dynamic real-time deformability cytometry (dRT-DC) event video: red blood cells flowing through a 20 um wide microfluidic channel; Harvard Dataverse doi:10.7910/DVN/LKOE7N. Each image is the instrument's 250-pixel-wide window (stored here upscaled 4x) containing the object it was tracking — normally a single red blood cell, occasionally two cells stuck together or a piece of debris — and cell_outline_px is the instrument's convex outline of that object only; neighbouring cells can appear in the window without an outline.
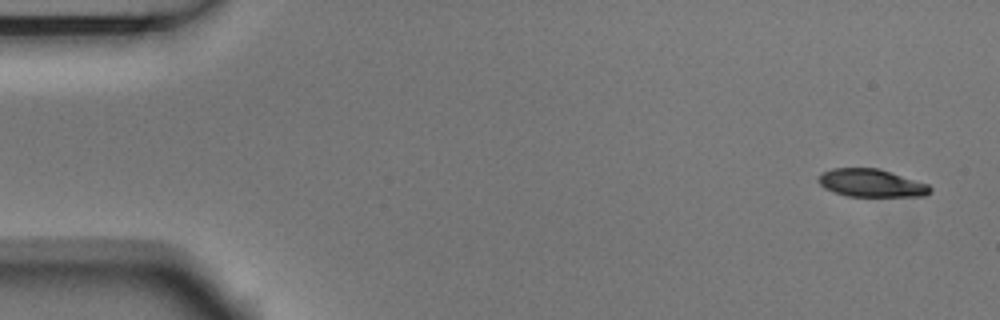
{"species": "Egyptian fruit bat (a non-hibernating species)", "species_latin": "Rousettus aegyptiacus", "temperature_condition": "room temperature", "stored_images_in_passage": 6, "camera_frame_rate_fps": 3000, "um_per_image_px": 0.085, "animal": {"sex": "male"}, "frame": {"image": 1, "passage_image": 1, "time_ms": 0.0, "image_size_px": [1000, 320], "cell_outline_px": [[932, 192], [924, 196], [848, 196], [824, 188], [816, 180], [824, 172], [832, 168], [880, 168], [928, 184], [932, 188]], "centroid_in_image_um": [74.09, 15.55], "position_along_channel_um": 10.9, "area_um2": 18.09}}
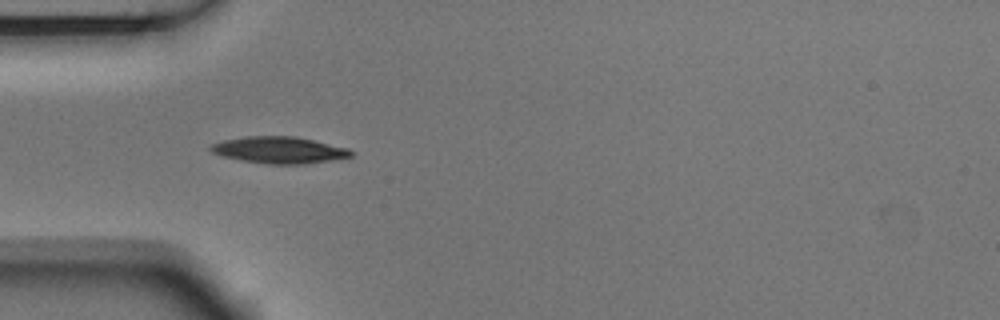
{"frame": {"image": 2, "passage_image": 5, "time_ms": 1.333, "image_size_px": [1000, 320], "cell_outline_px": [[352, 156], [304, 164], [268, 164], [240, 160], [220, 156], [212, 152], [208, 148], [208, 144], [224, 140], [244, 136], [296, 136], [348, 148], [352, 152]], "centroid_in_image_um": [23.65, 12.74], "position_along_channel_um": 61.4, "area_um2": 21.85}}
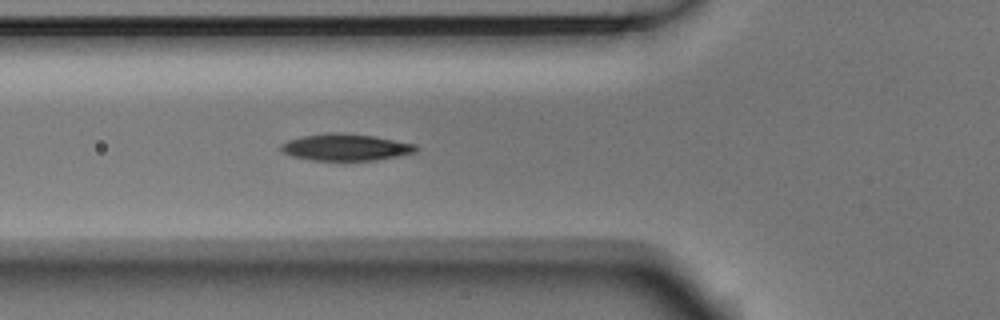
{"frame": {"image": 3, "passage_image": 6, "time_ms": 1.667, "image_size_px": [1000, 320], "cell_outline_px": [[420, 148], [416, 152], [376, 160], [312, 160], [292, 156], [284, 152], [280, 148], [280, 144], [288, 140], [304, 136], [328, 132], [340, 132], [376, 136], [416, 144]], "centroid_in_image_um": [29.41, 12.5], "position_along_channel_um": 96.4, "area_um2": 21.1}}